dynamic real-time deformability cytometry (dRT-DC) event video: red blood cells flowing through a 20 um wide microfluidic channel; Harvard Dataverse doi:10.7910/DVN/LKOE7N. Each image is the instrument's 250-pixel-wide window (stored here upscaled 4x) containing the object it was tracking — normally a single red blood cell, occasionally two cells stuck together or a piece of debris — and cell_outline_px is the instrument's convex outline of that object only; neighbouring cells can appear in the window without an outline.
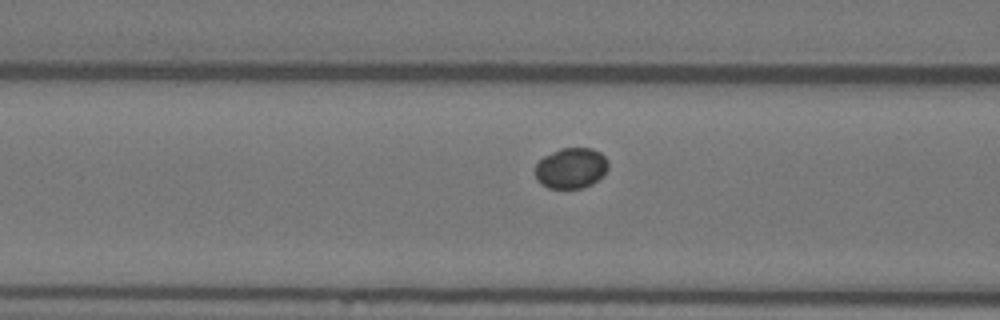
{"species": "Egyptian fruit bat (a non-hibernating species)", "species_latin": "Rousettus aegyptiacus", "temperature_condition": "warm", "stored_images_in_passage": 58, "camera_frame_rate_fps": 3000, "um_per_image_px": 0.085, "animal": {"sex": "female"}, "frame": {"image": 1, "passage_image": 24, "time_ms": 7.667, "image_size_px": [1000, 320], "cell_outline_px": [[608, 168], [592, 184], [580, 188], [548, 188], [540, 184], [536, 180], [536, 164], [544, 156], [560, 148], [592, 148], [600, 152], [608, 160]], "centroid_in_image_um": [48.52, 14.28], "position_along_channel_um": 118.1, "area_um2": 17.22}}
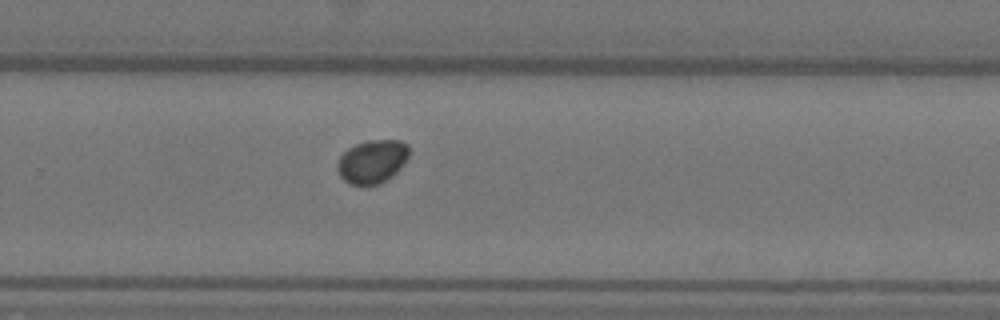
{"frame": {"image": 2, "passage_image": 39, "time_ms": 12.667, "image_size_px": [1000, 320], "cell_outline_px": [[408, 156], [404, 164], [392, 176], [380, 184], [352, 184], [344, 180], [340, 176], [336, 164], [340, 156], [348, 148], [356, 144], [368, 140], [400, 140], [408, 144]], "centroid_in_image_um": [31.64, 13.71], "position_along_channel_um": 298.2, "area_um2": 18.03}}
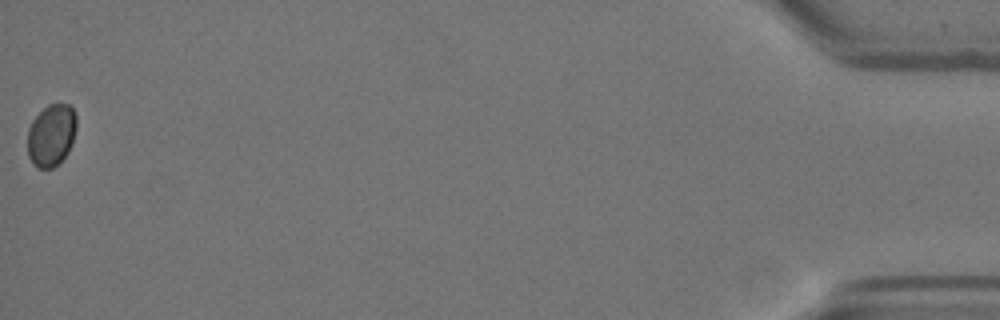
{"frame": {"image": 3, "passage_image": 58, "time_ms": 19.0, "image_size_px": [1000, 320], "cell_outline_px": [[76, 128], [72, 144], [68, 152], [52, 168], [40, 168], [32, 164], [28, 156], [28, 128], [32, 120], [48, 104], [68, 104], [72, 108], [76, 116]], "centroid_in_image_um": [4.35, 11.48], "position_along_channel_um": 430.8, "area_um2": 17.63}}